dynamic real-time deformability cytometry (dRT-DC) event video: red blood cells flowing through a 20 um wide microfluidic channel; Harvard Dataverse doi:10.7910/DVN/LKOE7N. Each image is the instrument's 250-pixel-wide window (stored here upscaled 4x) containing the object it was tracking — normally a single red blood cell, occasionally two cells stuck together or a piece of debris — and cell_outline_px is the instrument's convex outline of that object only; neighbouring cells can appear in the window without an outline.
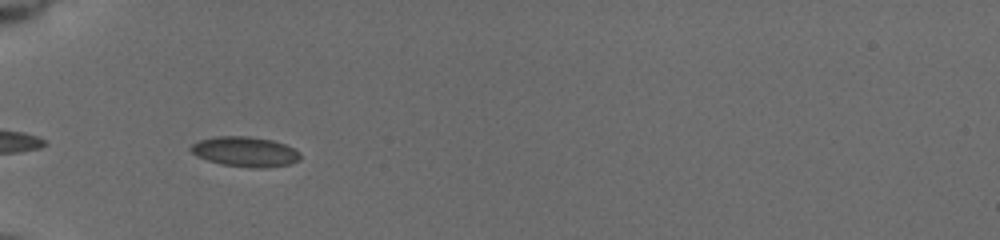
{"species": "common noctule bat (a hibernating species)", "species_latin": "Nyctalus noctula", "temperature_condition": "cold", "stored_images_in_passage": 9, "camera_frame_rate_fps": 3000, "um_per_image_px": 0.085, "animal": {"sex": "female", "body_mass_g": 19.5, "forearm_length_mm": 54.1}, "frame": {"image": 1, "passage_image": 2, "time_ms": 0.333, "image_size_px": [1000, 240], "cell_outline_px": [[300, 160], [292, 164], [264, 168], [252, 168], [220, 164], [196, 156], [188, 148], [196, 140], [216, 136], [248, 136], [272, 140], [284, 144], [300, 152]], "centroid_in_image_um": [20.81, 12.9], "position_along_channel_um": 64.2, "area_um2": 19.36}}
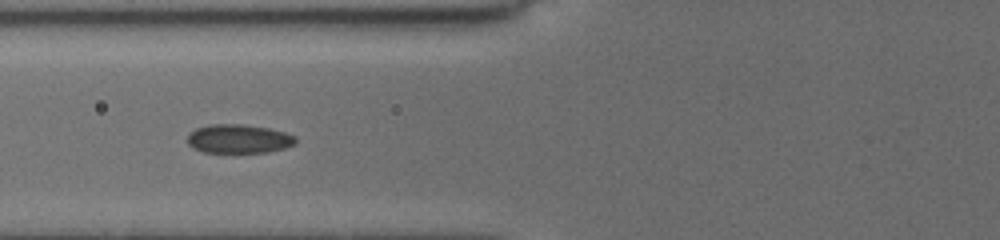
{"frame": {"image": 2, "passage_image": 6, "time_ms": 1.667, "image_size_px": [1000, 240], "cell_outline_px": [[296, 144], [284, 148], [268, 152], [204, 152], [192, 148], [188, 144], [188, 132], [196, 128], [208, 124], [244, 124], [268, 128], [284, 132], [296, 136]], "centroid_in_image_um": [20.27, 11.79], "position_along_channel_um": 105.5, "area_um2": 18.32}}